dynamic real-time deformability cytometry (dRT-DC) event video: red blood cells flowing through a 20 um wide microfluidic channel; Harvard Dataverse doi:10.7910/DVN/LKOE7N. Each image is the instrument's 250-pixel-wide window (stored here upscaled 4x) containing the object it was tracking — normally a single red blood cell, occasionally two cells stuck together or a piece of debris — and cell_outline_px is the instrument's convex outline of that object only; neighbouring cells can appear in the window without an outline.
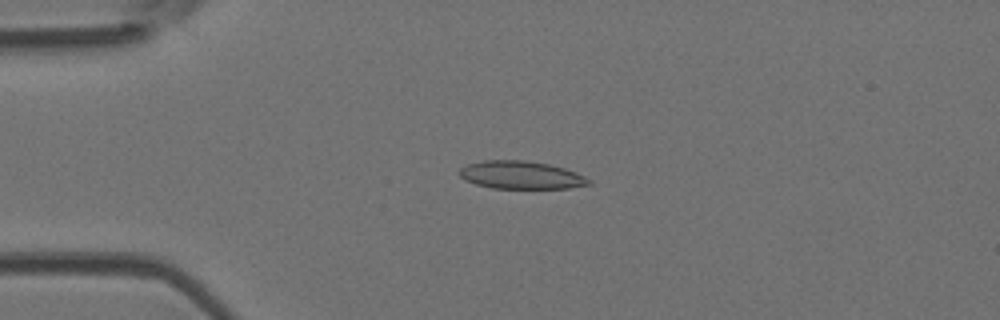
{"species": "Egyptian fruit bat (a non-hibernating species)", "species_latin": "Rousettus aegyptiacus", "temperature_condition": "room temperature", "stored_images_in_passage": 46, "camera_frame_rate_fps": 3000, "um_per_image_px": 0.085, "animal": {"sex": "female"}, "frame": {"image": 1, "passage_image": 7, "time_ms": 2.0, "image_size_px": [1000, 320], "cell_outline_px": [[592, 184], [568, 188], [492, 188], [476, 184], [464, 180], [460, 176], [460, 168], [468, 164], [484, 160], [524, 160], [548, 164], [564, 168], [576, 172], [592, 180]], "centroid_in_image_um": [44.3, 14.88], "position_along_channel_um": 40.7, "area_um2": 20.98}}
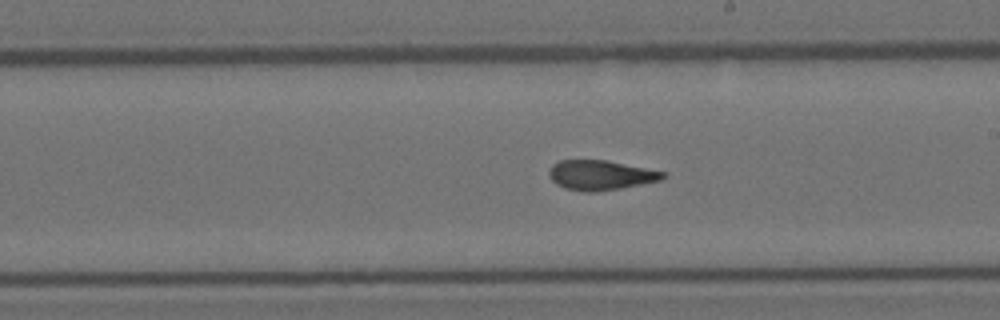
{"frame": {"image": 2, "passage_image": 24, "time_ms": 7.667, "image_size_px": [1000, 320], "cell_outline_px": [[668, 176], [664, 180], [620, 188], [596, 192], [584, 192], [564, 188], [556, 184], [552, 180], [548, 172], [552, 164], [560, 160], [604, 160], [668, 172]], "centroid_in_image_um": [51.09, 14.89], "position_along_channel_um": 237.9, "area_um2": 19.94}}
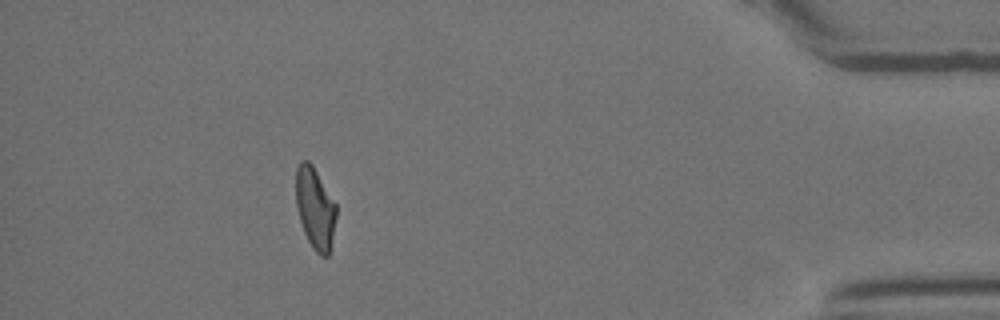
{"frame": {"image": 3, "passage_image": 41, "time_ms": 13.333, "image_size_px": [1000, 320], "cell_outline_px": [[336, 216], [328, 256], [320, 256], [312, 248], [304, 232], [300, 220], [296, 204], [296, 168], [300, 160], [308, 160], [312, 164], [336, 204]], "centroid_in_image_um": [26.77, 17.67], "position_along_channel_um": 408.4, "area_um2": 18.96}, "authors_computed_cell_mechanics": {"area_um2": 20.23, "velocity_mm_per_s": 3.9532, "shape_relaxation_time_tau1_ms": null, "shape_relaxation_time_tau2_ms": 1.8263, "deformation_change_tau1": null, "deformation_change_tau2": 0.0842}}